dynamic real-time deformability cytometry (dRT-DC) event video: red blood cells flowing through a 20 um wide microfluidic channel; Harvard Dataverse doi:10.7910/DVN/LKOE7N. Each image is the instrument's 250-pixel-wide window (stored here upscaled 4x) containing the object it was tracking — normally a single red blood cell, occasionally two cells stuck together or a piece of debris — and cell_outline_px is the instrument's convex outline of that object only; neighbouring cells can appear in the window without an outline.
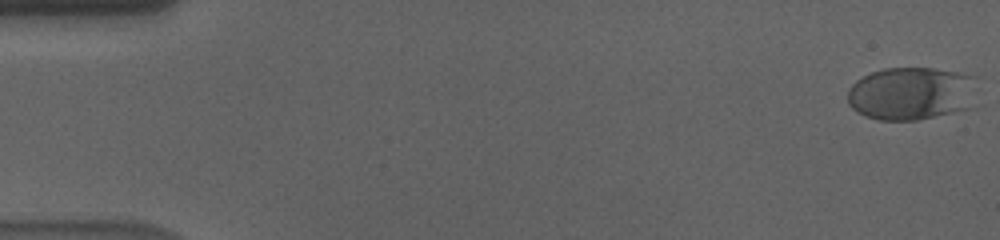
{"species": "human", "species_latin": "Homo sapiens", "temperature_condition": "cold", "stored_images_in_passage": 57, "camera_frame_rate_fps": 3000, "um_per_image_px": 0.085, "donor": {"sex": "male"}, "frame": {"image": 1, "passage_image": 1, "time_ms": 0.0, "image_size_px": [1000, 240], "cell_outline_px": [[976, 76], [968, 108], [952, 112], [916, 120], [880, 120], [864, 116], [856, 112], [848, 104], [848, 88], [856, 80], [872, 72], [884, 68], [932, 68], [956, 72]], "centroid_in_image_um": [77.38, 7.94], "position_along_channel_um": 7.6, "area_um2": 39.77}}
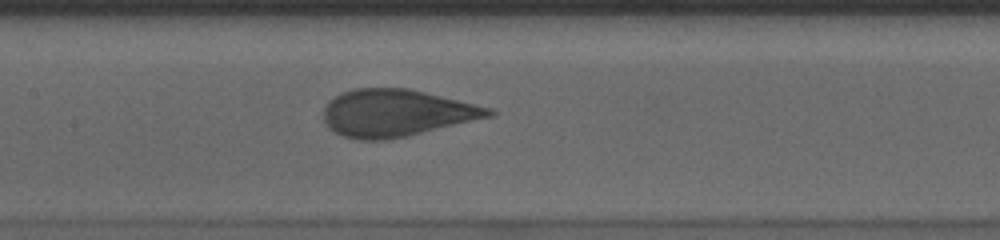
{"frame": {"image": 2, "passage_image": 28, "time_ms": 9.0, "image_size_px": [1000, 240], "cell_outline_px": [[496, 112], [492, 116], [408, 136], [388, 140], [356, 140], [344, 136], [328, 128], [324, 120], [324, 108], [328, 100], [340, 92], [352, 88], [408, 88], [492, 108]], "centroid_in_image_um": [33.65, 9.6], "position_along_channel_um": 173.8, "area_um2": 45.49}}
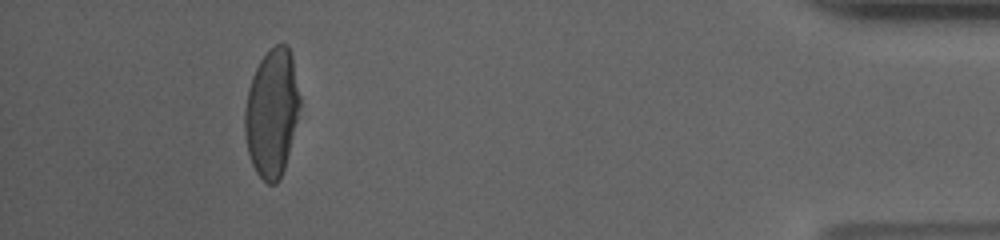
{"frame": {"image": 3, "passage_image": 53, "time_ms": 17.333, "image_size_px": [1000, 240], "cell_outline_px": [[300, 108], [284, 168], [280, 180], [276, 184], [268, 184], [256, 172], [252, 164], [248, 152], [244, 132], [244, 108], [248, 88], [252, 76], [260, 60], [276, 44], [288, 44], [292, 56], [300, 96]], "centroid_in_image_um": [23.1, 9.59], "position_along_channel_um": 412.1, "area_um2": 41.04}, "authors_computed_cell_mechanics": {"area_um2": 44.506, "velocity_mm_per_s": 3.5818, "shape_relaxation_time_tau1_ms": 5.2244, "shape_relaxation_time_tau2_ms": null, "deformation_change_tau1": 0.183, "deformation_change_tau2": null}}